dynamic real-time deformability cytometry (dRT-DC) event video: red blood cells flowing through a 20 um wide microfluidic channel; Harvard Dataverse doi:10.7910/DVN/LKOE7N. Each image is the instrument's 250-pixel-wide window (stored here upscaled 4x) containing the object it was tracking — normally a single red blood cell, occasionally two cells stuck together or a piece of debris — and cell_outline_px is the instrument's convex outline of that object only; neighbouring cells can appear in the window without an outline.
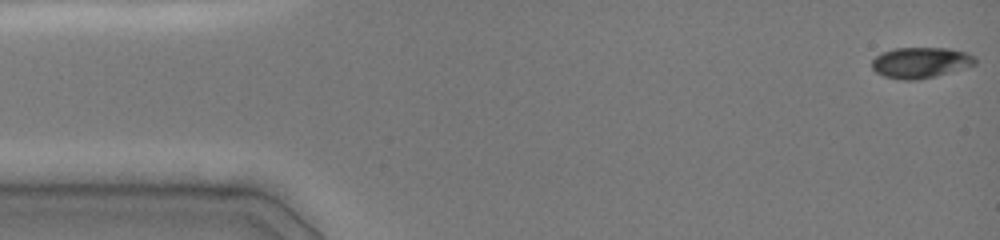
{"species": "common noctule bat (a hibernating species)", "species_latin": "Nyctalus noctula", "temperature_condition": "cold", "stored_images_in_passage": 47, "camera_frame_rate_fps": 3000, "um_per_image_px": 0.085, "animal": {"sex": "female", "body_mass_g": 19.0, "forearm_length_mm": 51.5}, "frame": {"image": 1, "passage_image": 1, "time_ms": 0.0, "image_size_px": [1000, 240], "cell_outline_px": [[976, 64], [936, 76], [916, 80], [900, 80], [884, 76], [876, 72], [872, 68], [872, 60], [876, 56], [884, 52], [896, 48], [948, 48], [968, 52], [976, 56]], "centroid_in_image_um": [78.27, 5.32], "position_along_channel_um": 6.7, "area_um2": 18.55}}
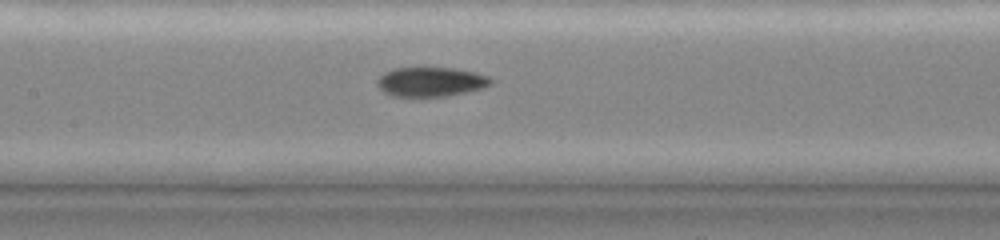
{"frame": {"image": 2, "passage_image": 22, "time_ms": 7.0, "image_size_px": [1000, 240], "cell_outline_px": [[496, 80], [492, 84], [484, 88], [468, 92], [444, 96], [392, 96], [384, 92], [376, 84], [376, 80], [384, 72], [392, 68], [452, 68], [472, 72], [488, 76]], "centroid_in_image_um": [36.63, 6.95], "position_along_channel_um": 170.8, "area_um2": 19.54}}
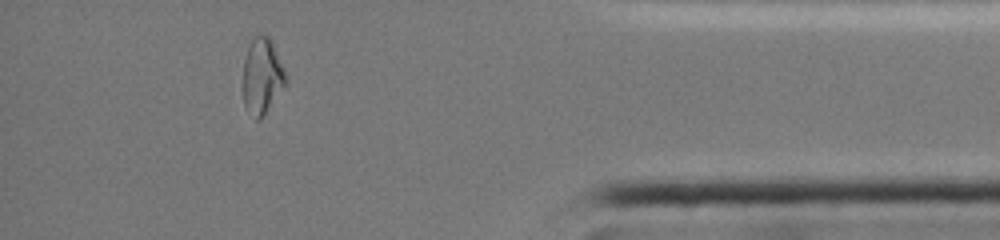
{"frame": {"image": 3, "passage_image": 42, "time_ms": 13.667, "image_size_px": [1000, 240], "cell_outline_px": [[288, 76], [284, 84], [264, 116], [260, 120], [256, 120], [244, 108], [244, 60], [248, 48], [252, 40], [256, 36], [268, 36], [272, 40]], "centroid_in_image_um": [22.29, 6.49], "position_along_channel_um": 412.9, "area_um2": 18.67}, "authors_computed_cell_mechanics": {"area_um2": 19.1318, "velocity_mm_per_s": 4.0506, "shape_relaxation_time_tau1_ms": null, "shape_relaxation_time_tau2_ms": 2.3706, "deformation_change_tau1": null, "deformation_change_tau2": 0.0552}}